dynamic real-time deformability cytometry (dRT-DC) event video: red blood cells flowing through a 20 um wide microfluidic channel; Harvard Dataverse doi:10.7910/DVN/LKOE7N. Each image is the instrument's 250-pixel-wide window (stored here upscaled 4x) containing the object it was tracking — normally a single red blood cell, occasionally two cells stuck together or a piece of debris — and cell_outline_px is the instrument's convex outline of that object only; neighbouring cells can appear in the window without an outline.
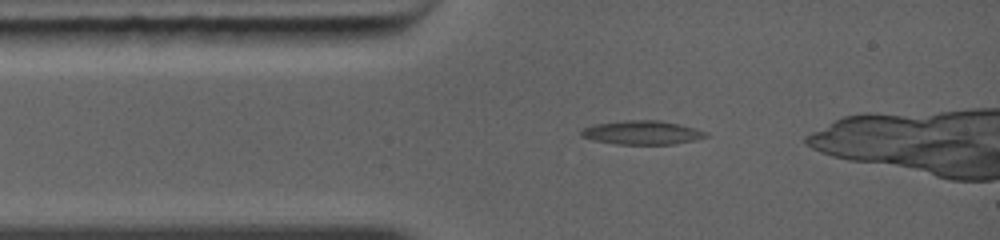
{"species": "common noctule bat (a hibernating species)", "species_latin": "Nyctalus noctula", "temperature_condition": "warm", "stored_images_in_passage": 4, "camera_frame_rate_fps": 5000, "um_per_image_px": 0.085, "animal": {"sex": "female", "body_mass_g": 19.0, "forearm_length_mm": 56.7}, "frame": {"image": 1, "passage_image": 2, "time_ms": 0.8, "image_size_px": [1000, 240], "cell_outline_px": [[708, 136], [692, 140], [672, 144], [616, 144], [596, 140], [580, 136], [580, 132], [584, 128], [596, 124], [624, 120], [660, 120], [680, 124], [696, 128], [708, 132]], "centroid_in_image_um": [54.6, 11.26], "position_along_channel_um": 30.4, "area_um2": 17.17}}
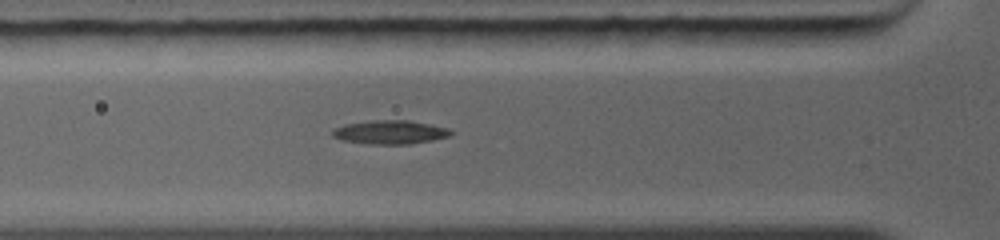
{"frame": {"image": 2, "passage_image": 4, "time_ms": 2.4, "image_size_px": [1000, 240], "cell_outline_px": [[452, 136], [432, 140], [408, 144], [368, 144], [344, 140], [332, 136], [332, 132], [336, 128], [344, 124], [372, 120], [408, 120], [432, 124], [448, 128], [452, 132]], "centroid_in_image_um": [33.19, 11.23], "position_along_channel_um": 92.6, "area_um2": 16.36}}